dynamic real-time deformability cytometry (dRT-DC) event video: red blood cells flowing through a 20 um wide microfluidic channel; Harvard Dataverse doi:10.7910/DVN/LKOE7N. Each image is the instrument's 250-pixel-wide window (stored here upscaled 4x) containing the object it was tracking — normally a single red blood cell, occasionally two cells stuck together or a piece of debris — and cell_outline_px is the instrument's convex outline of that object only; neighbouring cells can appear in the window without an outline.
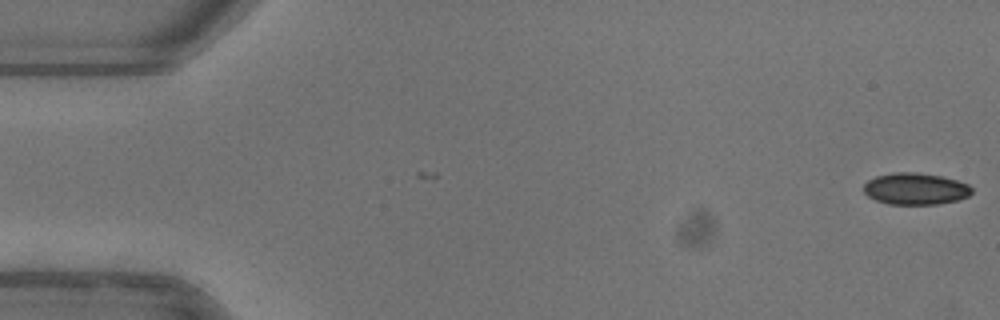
{"species": "common noctule bat (a hibernating species)", "species_latin": "Nyctalus noctula", "temperature_condition": "warm", "stored_images_in_passage": 4, "camera_frame_rate_fps": 3000, "um_per_image_px": 0.085, "animal": {"sex": "female"}, "frame": {"image": 1, "passage_image": 4, "time_ms": 1.0, "image_size_px": [1000, 320], "cell_outline_px": [[972, 192], [968, 196], [956, 200], [936, 204], [888, 204], [876, 200], [868, 196], [864, 192], [864, 184], [868, 180], [876, 176], [892, 172], [916, 172], [940, 176], [956, 180], [968, 184], [972, 188]], "centroid_in_image_um": [77.79, 16.04], "position_along_channel_um": 7.2, "area_um2": 19.88}}